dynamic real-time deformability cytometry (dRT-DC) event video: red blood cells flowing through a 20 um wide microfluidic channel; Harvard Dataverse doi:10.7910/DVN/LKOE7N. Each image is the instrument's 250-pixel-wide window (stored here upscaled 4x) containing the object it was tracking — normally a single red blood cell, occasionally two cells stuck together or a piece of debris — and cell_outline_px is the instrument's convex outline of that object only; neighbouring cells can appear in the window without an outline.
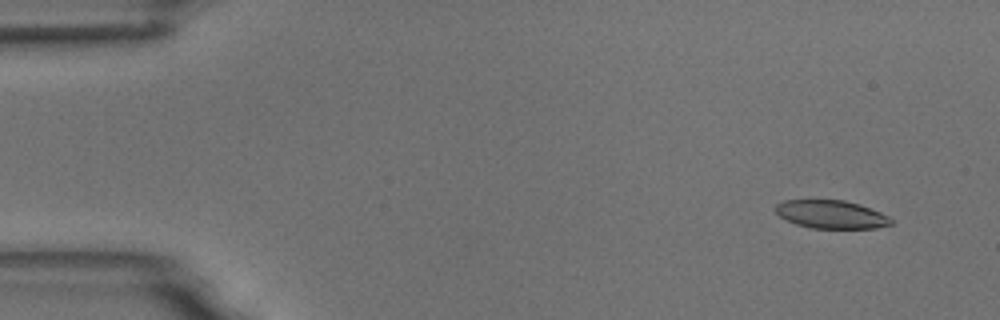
{"species": "common noctule bat (a hibernating species)", "species_latin": "Nyctalus noctula", "temperature_condition": "room temperature", "stored_images_in_passage": 5, "camera_frame_rate_fps": 3000, "um_per_image_px": 0.085, "animal": {"sex": "male", "body_mass_g": 18.8}, "frame": {"image": 1, "passage_image": 1, "time_ms": 0.0, "image_size_px": [1000, 320], "cell_outline_px": [[892, 224], [876, 228], [808, 228], [796, 224], [780, 216], [772, 208], [776, 204], [784, 200], [844, 200], [880, 212], [888, 216], [892, 220]], "centroid_in_image_um": [70.61, 18.22], "position_along_channel_um": 14.4, "area_um2": 18.84}}
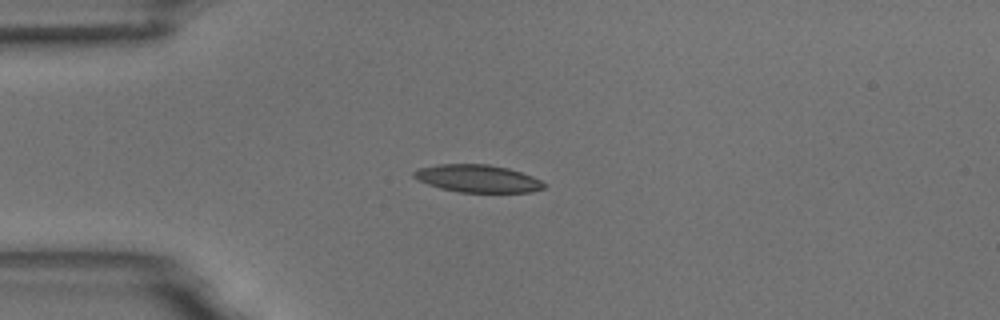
{"frame": {"image": 2, "passage_image": 4, "time_ms": 3.333, "image_size_px": [1000, 320], "cell_outline_px": [[548, 184], [544, 188], [532, 192], [460, 192], [440, 188], [428, 184], [412, 176], [412, 172], [416, 168], [440, 164], [488, 164], [508, 168], [532, 176]], "centroid_in_image_um": [40.6, 15.17], "position_along_channel_um": 44.4, "area_um2": 20.92}}